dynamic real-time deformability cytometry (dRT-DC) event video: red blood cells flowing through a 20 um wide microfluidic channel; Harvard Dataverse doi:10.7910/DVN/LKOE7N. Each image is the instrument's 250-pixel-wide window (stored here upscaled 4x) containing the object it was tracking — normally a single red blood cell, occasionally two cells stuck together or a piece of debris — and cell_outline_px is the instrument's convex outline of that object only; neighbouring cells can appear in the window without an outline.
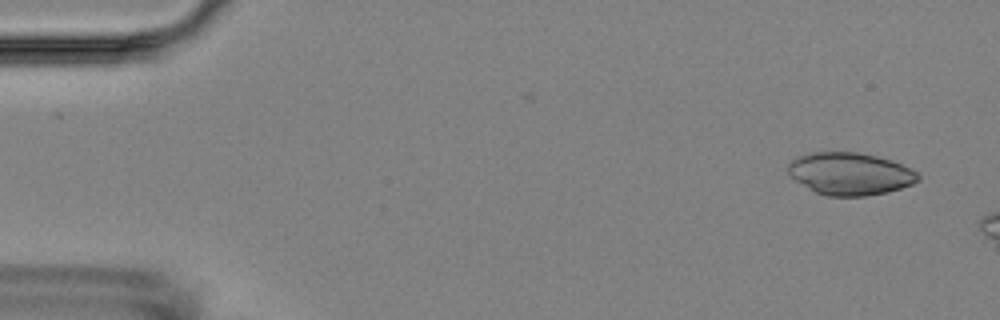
{"species": "Egyptian fruit bat (a non-hibernating species)", "species_latin": "Rousettus aegyptiacus", "temperature_condition": "room temperature", "stored_images_in_passage": 3, "camera_frame_rate_fps": 3000, "um_per_image_px": 0.085, "animal": {"sex": "female"}, "frame": {"image": 1, "passage_image": 1, "time_ms": 0.0, "image_size_px": [1000, 320], "cell_outline_px": [[920, 180], [912, 184], [888, 192], [864, 196], [828, 196], [816, 192], [796, 180], [788, 172], [788, 164], [792, 160], [800, 156], [812, 152], [856, 152], [876, 156], [892, 160], [920, 172]], "centroid_in_image_um": [72.31, 14.77], "position_along_channel_um": 12.7, "area_um2": 32.02}}